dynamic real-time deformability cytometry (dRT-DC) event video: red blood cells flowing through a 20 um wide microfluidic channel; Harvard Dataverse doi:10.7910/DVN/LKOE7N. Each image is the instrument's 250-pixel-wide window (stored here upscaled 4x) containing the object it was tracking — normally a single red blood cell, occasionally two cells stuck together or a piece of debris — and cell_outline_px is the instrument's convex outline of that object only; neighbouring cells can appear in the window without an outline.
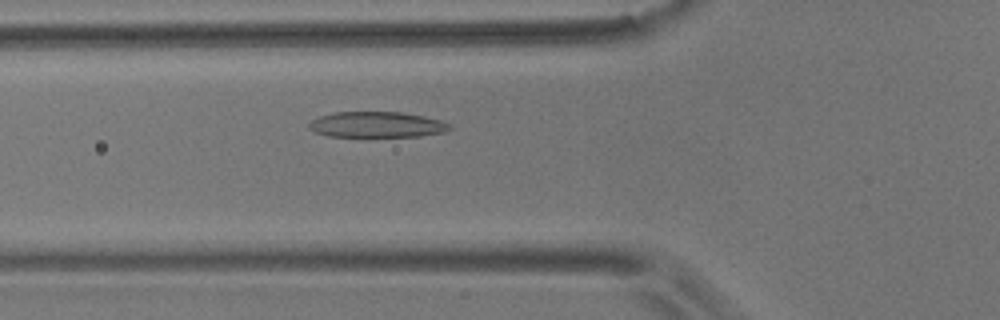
{"species": "common noctule bat (a hibernating species)", "species_latin": "Nyctalus noctula", "temperature_condition": "room temperature", "stored_images_in_passage": 4, "camera_frame_rate_fps": 3000, "um_per_image_px": 0.085, "animal": {"sex": "male", "body_mass_g": 17.9}, "frame": {"image": 1, "passage_image": 4, "time_ms": 4.333, "image_size_px": [1000, 320], "cell_outline_px": [[452, 128], [444, 132], [420, 136], [328, 136], [316, 132], [308, 128], [308, 124], [312, 120], [320, 116], [336, 112], [400, 112], [424, 116], [440, 120], [448, 124]], "centroid_in_image_um": [32.02, 10.59], "position_along_channel_um": 93.8, "area_um2": 20.87}}